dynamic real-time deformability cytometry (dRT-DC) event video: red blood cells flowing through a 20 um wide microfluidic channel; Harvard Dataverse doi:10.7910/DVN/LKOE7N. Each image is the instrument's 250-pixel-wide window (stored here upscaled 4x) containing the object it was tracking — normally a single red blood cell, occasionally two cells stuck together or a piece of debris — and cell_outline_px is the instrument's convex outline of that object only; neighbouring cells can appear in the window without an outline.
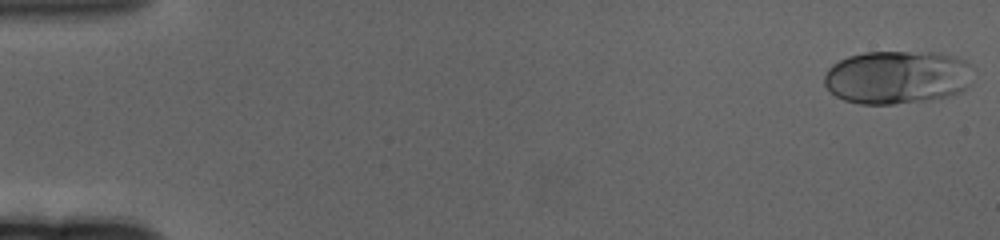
{"species": "human", "species_latin": "Homo sapiens", "temperature_condition": "cold", "stored_images_in_passage": 61, "camera_frame_rate_fps": 3000, "um_per_image_px": 0.085, "donor": {"sex": "female"}, "frame": {"image": 1, "passage_image": 1, "time_ms": 0.0, "image_size_px": [1000, 240], "cell_outline_px": [[968, 84], [960, 92], [948, 96], [928, 100], [892, 104], [860, 104], [844, 100], [836, 96], [824, 84], [824, 76], [828, 68], [832, 64], [848, 56], [864, 52], [940, 52], [964, 60], [968, 64]], "centroid_in_image_um": [76.19, 6.56], "position_along_channel_um": 8.8, "area_um2": 46.01}}
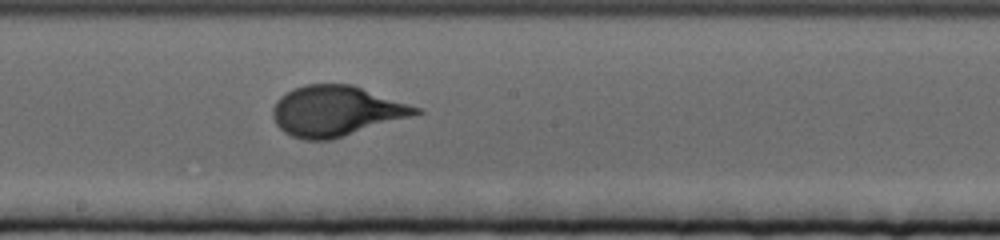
{"frame": {"image": 2, "passage_image": 34, "time_ms": 11.0, "image_size_px": [1000, 240], "cell_outline_px": [[424, 112], [328, 140], [304, 140], [292, 136], [284, 132], [276, 124], [272, 116], [272, 108], [276, 100], [280, 96], [292, 88], [304, 84], [352, 84], [424, 108]], "centroid_in_image_um": [28.55, 9.41], "position_along_channel_um": 219.6, "area_um2": 41.91}}
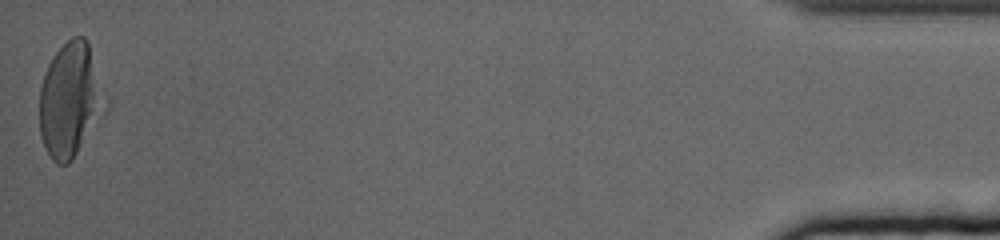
{"frame": {"image": 3, "passage_image": 61, "time_ms": 20.0, "image_size_px": [1000, 240], "cell_outline_px": [[112, 104], [108, 112], [72, 160], [68, 164], [56, 164], [52, 160], [40, 136], [40, 88], [48, 64], [52, 56], [72, 36], [84, 36], [88, 40]], "centroid_in_image_um": [6.08, 8.5], "position_along_channel_um": 429.1, "area_um2": 45.43}}